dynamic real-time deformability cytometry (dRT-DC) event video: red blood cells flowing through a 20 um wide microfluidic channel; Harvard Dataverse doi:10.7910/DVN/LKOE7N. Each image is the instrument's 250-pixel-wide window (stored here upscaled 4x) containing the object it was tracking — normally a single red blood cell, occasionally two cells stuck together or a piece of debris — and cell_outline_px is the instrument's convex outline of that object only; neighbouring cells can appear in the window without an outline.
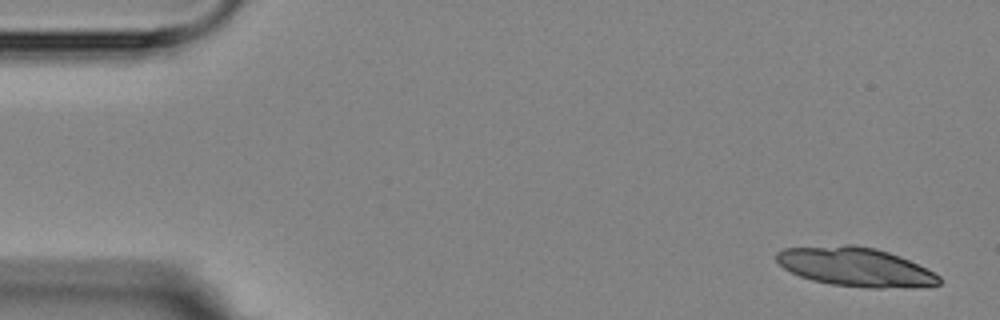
{"species": "Egyptian fruit bat (a non-hibernating species)", "species_latin": "Rousettus aegyptiacus", "temperature_condition": "room temperature", "stored_images_in_passage": 6, "segment_of_instrument_passage": [1, 2], "camera_frame_rate_fps": 3000, "um_per_image_px": 0.085, "animal": {"sex": "female"}, "frame": {"image": 1, "passage_image": 1, "time_ms": 0.0, "image_size_px": [1000, 320], "cell_outline_px": [[940, 284], [912, 288], [868, 288], [832, 284], [812, 280], [800, 276], [784, 268], [776, 260], [776, 252], [784, 248], [844, 244], [852, 244], [876, 248], [900, 256], [940, 276]], "centroid_in_image_um": [72.7, 22.68], "position_along_channel_um": 12.3, "area_um2": 36.93}}